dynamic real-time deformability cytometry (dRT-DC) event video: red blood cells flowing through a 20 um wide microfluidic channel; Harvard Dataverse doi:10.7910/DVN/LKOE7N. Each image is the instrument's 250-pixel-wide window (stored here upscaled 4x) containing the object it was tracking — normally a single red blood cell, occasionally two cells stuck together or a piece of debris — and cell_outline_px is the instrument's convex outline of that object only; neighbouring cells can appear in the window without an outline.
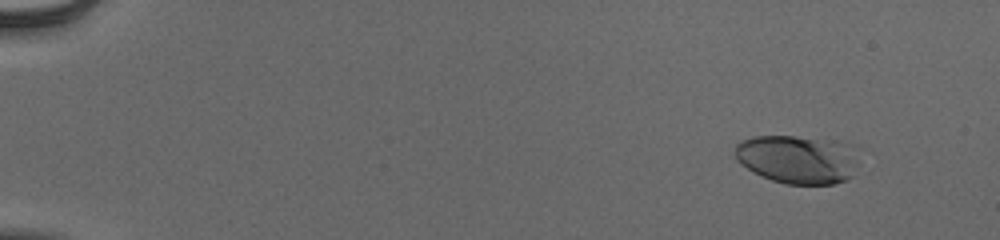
{"species": "human", "species_latin": "Homo sapiens", "temperature_condition": "cold", "stored_images_in_passage": 51, "camera_frame_rate_fps": 3000, "um_per_image_px": 0.085, "donor": {"sex": "male"}, "frame": {"image": 1, "passage_image": 1, "time_ms": 0.0, "image_size_px": [1000, 240], "cell_outline_px": [[860, 164], [852, 176], [836, 184], [784, 184], [772, 180], [740, 164], [736, 160], [736, 144], [740, 140], [752, 136], [792, 136], [836, 140], [856, 144], [860, 148]], "centroid_in_image_um": [67.93, 13.51], "position_along_channel_um": 17.1, "area_um2": 36.01}}
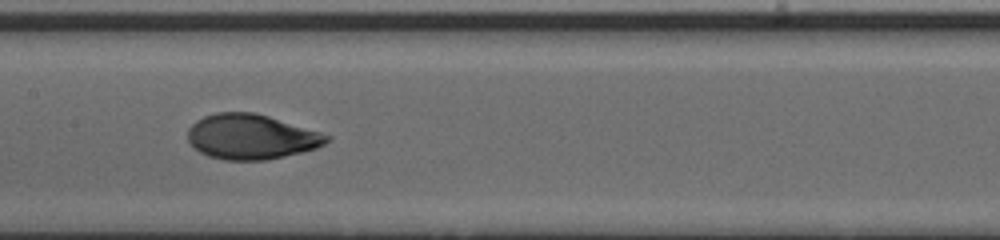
{"frame": {"image": 2, "passage_image": 26, "time_ms": 8.333, "image_size_px": [1000, 240], "cell_outline_px": [[332, 136], [324, 144], [316, 148], [300, 152], [264, 160], [224, 160], [208, 156], [200, 152], [188, 140], [188, 128], [196, 120], [204, 116], [216, 112], [252, 112], [268, 116], [320, 132]], "centroid_in_image_um": [21.32, 11.62], "position_along_channel_um": 186.1, "area_um2": 36.13}}
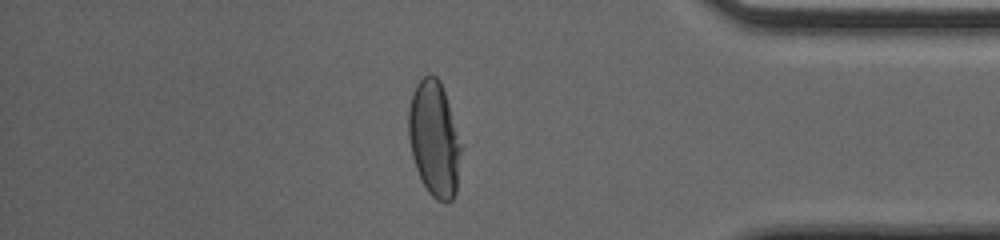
{"frame": {"image": 3, "passage_image": 44, "time_ms": 14.333, "image_size_px": [1000, 240], "cell_outline_px": [[460, 152], [456, 192], [452, 200], [444, 204], [436, 200], [428, 192], [416, 168], [412, 156], [408, 136], [408, 112], [412, 92], [416, 84], [428, 72], [436, 76], [440, 80], [448, 104], [460, 144]], "centroid_in_image_um": [36.88, 11.8], "position_along_channel_um": 398.3, "area_um2": 34.97}, "authors_computed_cell_mechanics": {"area_um2": 35.7204, "velocity_mm_per_s": 3.8807, "shape_relaxation_time_tau1_ms": 4.0293, "shape_relaxation_time_tau2_ms": 0.7868, "deformation_change_tau1": 0.2031, "deformation_change_tau2": 0.0501}}